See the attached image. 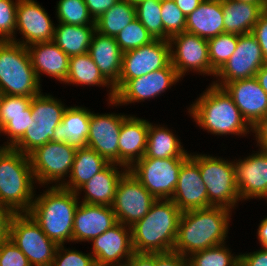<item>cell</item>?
<instances>
[{"instance_id":"44","label":"cell","mask_w":267,"mask_h":266,"mask_svg":"<svg viewBox=\"0 0 267 266\" xmlns=\"http://www.w3.org/2000/svg\"><path fill=\"white\" fill-rule=\"evenodd\" d=\"M17 4L18 0H0V41L15 39Z\"/></svg>"},{"instance_id":"55","label":"cell","mask_w":267,"mask_h":266,"mask_svg":"<svg viewBox=\"0 0 267 266\" xmlns=\"http://www.w3.org/2000/svg\"><path fill=\"white\" fill-rule=\"evenodd\" d=\"M11 213L0 208V244L8 237V220Z\"/></svg>"},{"instance_id":"1","label":"cell","mask_w":267,"mask_h":266,"mask_svg":"<svg viewBox=\"0 0 267 266\" xmlns=\"http://www.w3.org/2000/svg\"><path fill=\"white\" fill-rule=\"evenodd\" d=\"M231 210L220 206L187 210L181 213L173 251L191 254L226 243Z\"/></svg>"},{"instance_id":"33","label":"cell","mask_w":267,"mask_h":266,"mask_svg":"<svg viewBox=\"0 0 267 266\" xmlns=\"http://www.w3.org/2000/svg\"><path fill=\"white\" fill-rule=\"evenodd\" d=\"M65 83L110 87L109 101L114 100V87L103 77L89 53L69 57L68 76ZM100 85V86H99Z\"/></svg>"},{"instance_id":"54","label":"cell","mask_w":267,"mask_h":266,"mask_svg":"<svg viewBox=\"0 0 267 266\" xmlns=\"http://www.w3.org/2000/svg\"><path fill=\"white\" fill-rule=\"evenodd\" d=\"M204 0H175L177 7L187 17L192 13Z\"/></svg>"},{"instance_id":"59","label":"cell","mask_w":267,"mask_h":266,"mask_svg":"<svg viewBox=\"0 0 267 266\" xmlns=\"http://www.w3.org/2000/svg\"><path fill=\"white\" fill-rule=\"evenodd\" d=\"M129 3L136 5L137 3L141 2L142 0H127Z\"/></svg>"},{"instance_id":"24","label":"cell","mask_w":267,"mask_h":266,"mask_svg":"<svg viewBox=\"0 0 267 266\" xmlns=\"http://www.w3.org/2000/svg\"><path fill=\"white\" fill-rule=\"evenodd\" d=\"M117 166L123 167V171L122 169L119 171ZM127 171L128 168L121 164L109 163L76 192L77 195H80L79 191L83 189L86 194L84 195L83 201L80 202L92 205L112 206L118 182Z\"/></svg>"},{"instance_id":"57","label":"cell","mask_w":267,"mask_h":266,"mask_svg":"<svg viewBox=\"0 0 267 266\" xmlns=\"http://www.w3.org/2000/svg\"><path fill=\"white\" fill-rule=\"evenodd\" d=\"M257 78L262 89L267 93V63H265L256 73Z\"/></svg>"},{"instance_id":"4","label":"cell","mask_w":267,"mask_h":266,"mask_svg":"<svg viewBox=\"0 0 267 266\" xmlns=\"http://www.w3.org/2000/svg\"><path fill=\"white\" fill-rule=\"evenodd\" d=\"M188 110L196 124L215 135L244 136L252 131L228 93L214 84Z\"/></svg>"},{"instance_id":"40","label":"cell","mask_w":267,"mask_h":266,"mask_svg":"<svg viewBox=\"0 0 267 266\" xmlns=\"http://www.w3.org/2000/svg\"><path fill=\"white\" fill-rule=\"evenodd\" d=\"M119 48L129 51L147 45L155 40L141 22L135 18L115 37Z\"/></svg>"},{"instance_id":"43","label":"cell","mask_w":267,"mask_h":266,"mask_svg":"<svg viewBox=\"0 0 267 266\" xmlns=\"http://www.w3.org/2000/svg\"><path fill=\"white\" fill-rule=\"evenodd\" d=\"M32 97L4 94L0 104V130L7 124V116L32 115Z\"/></svg>"},{"instance_id":"47","label":"cell","mask_w":267,"mask_h":266,"mask_svg":"<svg viewBox=\"0 0 267 266\" xmlns=\"http://www.w3.org/2000/svg\"><path fill=\"white\" fill-rule=\"evenodd\" d=\"M0 266H31L25 254L7 237L0 244Z\"/></svg>"},{"instance_id":"30","label":"cell","mask_w":267,"mask_h":266,"mask_svg":"<svg viewBox=\"0 0 267 266\" xmlns=\"http://www.w3.org/2000/svg\"><path fill=\"white\" fill-rule=\"evenodd\" d=\"M109 162L92 148L87 146L77 148L74 156L70 179L62 188L77 192L79 188L87 183L94 175L102 171Z\"/></svg>"},{"instance_id":"23","label":"cell","mask_w":267,"mask_h":266,"mask_svg":"<svg viewBox=\"0 0 267 266\" xmlns=\"http://www.w3.org/2000/svg\"><path fill=\"white\" fill-rule=\"evenodd\" d=\"M149 121L129 115L122 123L118 143V164L128 169L143 158L148 139Z\"/></svg>"},{"instance_id":"3","label":"cell","mask_w":267,"mask_h":266,"mask_svg":"<svg viewBox=\"0 0 267 266\" xmlns=\"http://www.w3.org/2000/svg\"><path fill=\"white\" fill-rule=\"evenodd\" d=\"M78 196L61 186H50L33 200L28 214L57 245L73 242L74 215L80 202Z\"/></svg>"},{"instance_id":"60","label":"cell","mask_w":267,"mask_h":266,"mask_svg":"<svg viewBox=\"0 0 267 266\" xmlns=\"http://www.w3.org/2000/svg\"><path fill=\"white\" fill-rule=\"evenodd\" d=\"M3 92H2V90L0 89V104H1V100H2V97H3Z\"/></svg>"},{"instance_id":"12","label":"cell","mask_w":267,"mask_h":266,"mask_svg":"<svg viewBox=\"0 0 267 266\" xmlns=\"http://www.w3.org/2000/svg\"><path fill=\"white\" fill-rule=\"evenodd\" d=\"M265 63L256 37L252 33L238 35L234 53L216 72L215 76L219 78L212 84L222 87L231 81L252 78Z\"/></svg>"},{"instance_id":"15","label":"cell","mask_w":267,"mask_h":266,"mask_svg":"<svg viewBox=\"0 0 267 266\" xmlns=\"http://www.w3.org/2000/svg\"><path fill=\"white\" fill-rule=\"evenodd\" d=\"M171 63L170 43L155 39L151 43L123 52L119 80H131L166 68Z\"/></svg>"},{"instance_id":"58","label":"cell","mask_w":267,"mask_h":266,"mask_svg":"<svg viewBox=\"0 0 267 266\" xmlns=\"http://www.w3.org/2000/svg\"><path fill=\"white\" fill-rule=\"evenodd\" d=\"M236 1L259 4L263 9H266V3H267V0H236Z\"/></svg>"},{"instance_id":"21","label":"cell","mask_w":267,"mask_h":266,"mask_svg":"<svg viewBox=\"0 0 267 266\" xmlns=\"http://www.w3.org/2000/svg\"><path fill=\"white\" fill-rule=\"evenodd\" d=\"M171 200L182 212L209 207L208 193L199 165L191 157L181 166Z\"/></svg>"},{"instance_id":"35","label":"cell","mask_w":267,"mask_h":266,"mask_svg":"<svg viewBox=\"0 0 267 266\" xmlns=\"http://www.w3.org/2000/svg\"><path fill=\"white\" fill-rule=\"evenodd\" d=\"M64 104L51 95L39 93L32 97V119L42 128L55 129L61 122L65 111Z\"/></svg>"},{"instance_id":"16","label":"cell","mask_w":267,"mask_h":266,"mask_svg":"<svg viewBox=\"0 0 267 266\" xmlns=\"http://www.w3.org/2000/svg\"><path fill=\"white\" fill-rule=\"evenodd\" d=\"M91 242H93L91 254L95 259L96 266L127 264L134 253L131 227L120 222H117Z\"/></svg>"},{"instance_id":"53","label":"cell","mask_w":267,"mask_h":266,"mask_svg":"<svg viewBox=\"0 0 267 266\" xmlns=\"http://www.w3.org/2000/svg\"><path fill=\"white\" fill-rule=\"evenodd\" d=\"M127 264L129 266H155V253L134 252Z\"/></svg>"},{"instance_id":"31","label":"cell","mask_w":267,"mask_h":266,"mask_svg":"<svg viewBox=\"0 0 267 266\" xmlns=\"http://www.w3.org/2000/svg\"><path fill=\"white\" fill-rule=\"evenodd\" d=\"M54 29L53 42L69 57L89 51L96 25H68L58 22Z\"/></svg>"},{"instance_id":"56","label":"cell","mask_w":267,"mask_h":266,"mask_svg":"<svg viewBox=\"0 0 267 266\" xmlns=\"http://www.w3.org/2000/svg\"><path fill=\"white\" fill-rule=\"evenodd\" d=\"M257 234L260 244L263 248H267V217L264 218L258 226Z\"/></svg>"},{"instance_id":"10","label":"cell","mask_w":267,"mask_h":266,"mask_svg":"<svg viewBox=\"0 0 267 266\" xmlns=\"http://www.w3.org/2000/svg\"><path fill=\"white\" fill-rule=\"evenodd\" d=\"M76 149L67 143L54 141L36 148L29 154L35 181L42 185L52 182L55 183L52 186H62L65 175L70 176Z\"/></svg>"},{"instance_id":"13","label":"cell","mask_w":267,"mask_h":266,"mask_svg":"<svg viewBox=\"0 0 267 266\" xmlns=\"http://www.w3.org/2000/svg\"><path fill=\"white\" fill-rule=\"evenodd\" d=\"M169 43L171 64L180 77L192 70L201 75L215 76L216 71L210 65L207 39L182 32L171 36Z\"/></svg>"},{"instance_id":"28","label":"cell","mask_w":267,"mask_h":266,"mask_svg":"<svg viewBox=\"0 0 267 266\" xmlns=\"http://www.w3.org/2000/svg\"><path fill=\"white\" fill-rule=\"evenodd\" d=\"M91 111L85 107H67L62 122L54 129L51 141L67 143L76 148L85 147L89 135Z\"/></svg>"},{"instance_id":"19","label":"cell","mask_w":267,"mask_h":266,"mask_svg":"<svg viewBox=\"0 0 267 266\" xmlns=\"http://www.w3.org/2000/svg\"><path fill=\"white\" fill-rule=\"evenodd\" d=\"M240 199L267 198V152L259 151L234 162Z\"/></svg>"},{"instance_id":"22","label":"cell","mask_w":267,"mask_h":266,"mask_svg":"<svg viewBox=\"0 0 267 266\" xmlns=\"http://www.w3.org/2000/svg\"><path fill=\"white\" fill-rule=\"evenodd\" d=\"M117 223L112 206L82 203L76 209L73 242L91 241Z\"/></svg>"},{"instance_id":"25","label":"cell","mask_w":267,"mask_h":266,"mask_svg":"<svg viewBox=\"0 0 267 266\" xmlns=\"http://www.w3.org/2000/svg\"><path fill=\"white\" fill-rule=\"evenodd\" d=\"M33 69L40 82V74L54 77L61 83L68 76L69 56L53 41L40 42L27 46Z\"/></svg>"},{"instance_id":"45","label":"cell","mask_w":267,"mask_h":266,"mask_svg":"<svg viewBox=\"0 0 267 266\" xmlns=\"http://www.w3.org/2000/svg\"><path fill=\"white\" fill-rule=\"evenodd\" d=\"M52 266H96L91 253L85 254L77 250L65 249L58 245Z\"/></svg>"},{"instance_id":"26","label":"cell","mask_w":267,"mask_h":266,"mask_svg":"<svg viewBox=\"0 0 267 266\" xmlns=\"http://www.w3.org/2000/svg\"><path fill=\"white\" fill-rule=\"evenodd\" d=\"M88 53L103 77L114 86L119 80L123 61V51L115 37L104 36L96 31L92 36Z\"/></svg>"},{"instance_id":"39","label":"cell","mask_w":267,"mask_h":266,"mask_svg":"<svg viewBox=\"0 0 267 266\" xmlns=\"http://www.w3.org/2000/svg\"><path fill=\"white\" fill-rule=\"evenodd\" d=\"M58 21L68 25H95L84 0H59L57 2Z\"/></svg>"},{"instance_id":"50","label":"cell","mask_w":267,"mask_h":266,"mask_svg":"<svg viewBox=\"0 0 267 266\" xmlns=\"http://www.w3.org/2000/svg\"><path fill=\"white\" fill-rule=\"evenodd\" d=\"M239 266H267V248L239 255Z\"/></svg>"},{"instance_id":"5","label":"cell","mask_w":267,"mask_h":266,"mask_svg":"<svg viewBox=\"0 0 267 266\" xmlns=\"http://www.w3.org/2000/svg\"><path fill=\"white\" fill-rule=\"evenodd\" d=\"M34 174L29 155L4 147L0 152V208L28 213L34 200Z\"/></svg>"},{"instance_id":"14","label":"cell","mask_w":267,"mask_h":266,"mask_svg":"<svg viewBox=\"0 0 267 266\" xmlns=\"http://www.w3.org/2000/svg\"><path fill=\"white\" fill-rule=\"evenodd\" d=\"M156 200L128 170L118 182L112 205L117 222L133 226Z\"/></svg>"},{"instance_id":"18","label":"cell","mask_w":267,"mask_h":266,"mask_svg":"<svg viewBox=\"0 0 267 266\" xmlns=\"http://www.w3.org/2000/svg\"><path fill=\"white\" fill-rule=\"evenodd\" d=\"M125 114H95L91 112L86 146L95 150L109 163L118 164L119 134Z\"/></svg>"},{"instance_id":"17","label":"cell","mask_w":267,"mask_h":266,"mask_svg":"<svg viewBox=\"0 0 267 266\" xmlns=\"http://www.w3.org/2000/svg\"><path fill=\"white\" fill-rule=\"evenodd\" d=\"M53 24L48 13L35 0H18L15 32L19 30L23 39L20 41L15 38L10 41L26 47L52 41L55 29Z\"/></svg>"},{"instance_id":"29","label":"cell","mask_w":267,"mask_h":266,"mask_svg":"<svg viewBox=\"0 0 267 266\" xmlns=\"http://www.w3.org/2000/svg\"><path fill=\"white\" fill-rule=\"evenodd\" d=\"M263 10L259 4L222 0L224 33L236 35L252 33Z\"/></svg>"},{"instance_id":"7","label":"cell","mask_w":267,"mask_h":266,"mask_svg":"<svg viewBox=\"0 0 267 266\" xmlns=\"http://www.w3.org/2000/svg\"><path fill=\"white\" fill-rule=\"evenodd\" d=\"M190 157L199 165L200 175L208 193L209 207L234 209L241 200L235 180L234 161L205 154H190Z\"/></svg>"},{"instance_id":"34","label":"cell","mask_w":267,"mask_h":266,"mask_svg":"<svg viewBox=\"0 0 267 266\" xmlns=\"http://www.w3.org/2000/svg\"><path fill=\"white\" fill-rule=\"evenodd\" d=\"M135 18V5L119 0L95 20L96 31L104 36L116 37Z\"/></svg>"},{"instance_id":"52","label":"cell","mask_w":267,"mask_h":266,"mask_svg":"<svg viewBox=\"0 0 267 266\" xmlns=\"http://www.w3.org/2000/svg\"><path fill=\"white\" fill-rule=\"evenodd\" d=\"M252 132L255 133L257 145L260 150L267 152V115L262 117L253 127Z\"/></svg>"},{"instance_id":"49","label":"cell","mask_w":267,"mask_h":266,"mask_svg":"<svg viewBox=\"0 0 267 266\" xmlns=\"http://www.w3.org/2000/svg\"><path fill=\"white\" fill-rule=\"evenodd\" d=\"M155 266H189L186 257L174 251L155 253Z\"/></svg>"},{"instance_id":"8","label":"cell","mask_w":267,"mask_h":266,"mask_svg":"<svg viewBox=\"0 0 267 266\" xmlns=\"http://www.w3.org/2000/svg\"><path fill=\"white\" fill-rule=\"evenodd\" d=\"M8 237L25 254L31 266H52L58 245L28 213L10 215Z\"/></svg>"},{"instance_id":"6","label":"cell","mask_w":267,"mask_h":266,"mask_svg":"<svg viewBox=\"0 0 267 266\" xmlns=\"http://www.w3.org/2000/svg\"><path fill=\"white\" fill-rule=\"evenodd\" d=\"M41 84L33 69L26 46L0 41V89L3 94L35 97Z\"/></svg>"},{"instance_id":"38","label":"cell","mask_w":267,"mask_h":266,"mask_svg":"<svg viewBox=\"0 0 267 266\" xmlns=\"http://www.w3.org/2000/svg\"><path fill=\"white\" fill-rule=\"evenodd\" d=\"M211 67L217 72L234 53L238 35L222 33L207 39Z\"/></svg>"},{"instance_id":"46","label":"cell","mask_w":267,"mask_h":266,"mask_svg":"<svg viewBox=\"0 0 267 266\" xmlns=\"http://www.w3.org/2000/svg\"><path fill=\"white\" fill-rule=\"evenodd\" d=\"M31 121L32 115L7 116V124L0 130L10 138L4 147H13L23 137Z\"/></svg>"},{"instance_id":"11","label":"cell","mask_w":267,"mask_h":266,"mask_svg":"<svg viewBox=\"0 0 267 266\" xmlns=\"http://www.w3.org/2000/svg\"><path fill=\"white\" fill-rule=\"evenodd\" d=\"M181 77L170 63L166 68L131 80H118L113 86L115 98L109 104L125 105L159 96L171 88Z\"/></svg>"},{"instance_id":"32","label":"cell","mask_w":267,"mask_h":266,"mask_svg":"<svg viewBox=\"0 0 267 266\" xmlns=\"http://www.w3.org/2000/svg\"><path fill=\"white\" fill-rule=\"evenodd\" d=\"M148 158H189L180 140L167 127L156 126L149 122L145 155Z\"/></svg>"},{"instance_id":"42","label":"cell","mask_w":267,"mask_h":266,"mask_svg":"<svg viewBox=\"0 0 267 266\" xmlns=\"http://www.w3.org/2000/svg\"><path fill=\"white\" fill-rule=\"evenodd\" d=\"M161 15L164 34L168 38L185 32L187 17L177 7L175 1L161 0Z\"/></svg>"},{"instance_id":"41","label":"cell","mask_w":267,"mask_h":266,"mask_svg":"<svg viewBox=\"0 0 267 266\" xmlns=\"http://www.w3.org/2000/svg\"><path fill=\"white\" fill-rule=\"evenodd\" d=\"M53 134L54 129L42 128L33 120L23 137L12 148L29 155L36 148L51 141Z\"/></svg>"},{"instance_id":"48","label":"cell","mask_w":267,"mask_h":266,"mask_svg":"<svg viewBox=\"0 0 267 266\" xmlns=\"http://www.w3.org/2000/svg\"><path fill=\"white\" fill-rule=\"evenodd\" d=\"M252 34L259 43L265 62L267 63V10L264 9L254 25Z\"/></svg>"},{"instance_id":"2","label":"cell","mask_w":267,"mask_h":266,"mask_svg":"<svg viewBox=\"0 0 267 266\" xmlns=\"http://www.w3.org/2000/svg\"><path fill=\"white\" fill-rule=\"evenodd\" d=\"M182 211L171 199H157L149 212L133 226L136 253H167L175 246Z\"/></svg>"},{"instance_id":"20","label":"cell","mask_w":267,"mask_h":266,"mask_svg":"<svg viewBox=\"0 0 267 266\" xmlns=\"http://www.w3.org/2000/svg\"><path fill=\"white\" fill-rule=\"evenodd\" d=\"M222 88L232 98L251 127L267 115V93L262 89L255 76L231 81L224 84Z\"/></svg>"},{"instance_id":"9","label":"cell","mask_w":267,"mask_h":266,"mask_svg":"<svg viewBox=\"0 0 267 266\" xmlns=\"http://www.w3.org/2000/svg\"><path fill=\"white\" fill-rule=\"evenodd\" d=\"M188 158H148L136 161L128 170L156 199H171L179 171Z\"/></svg>"},{"instance_id":"36","label":"cell","mask_w":267,"mask_h":266,"mask_svg":"<svg viewBox=\"0 0 267 266\" xmlns=\"http://www.w3.org/2000/svg\"><path fill=\"white\" fill-rule=\"evenodd\" d=\"M135 9L136 18L154 39L169 41L163 29L161 0H142L135 5Z\"/></svg>"},{"instance_id":"37","label":"cell","mask_w":267,"mask_h":266,"mask_svg":"<svg viewBox=\"0 0 267 266\" xmlns=\"http://www.w3.org/2000/svg\"><path fill=\"white\" fill-rule=\"evenodd\" d=\"M187 260L189 266H239V255L233 256L225 243L195 252Z\"/></svg>"},{"instance_id":"27","label":"cell","mask_w":267,"mask_h":266,"mask_svg":"<svg viewBox=\"0 0 267 266\" xmlns=\"http://www.w3.org/2000/svg\"><path fill=\"white\" fill-rule=\"evenodd\" d=\"M185 32L205 39L224 33L222 0H204L187 16Z\"/></svg>"},{"instance_id":"51","label":"cell","mask_w":267,"mask_h":266,"mask_svg":"<svg viewBox=\"0 0 267 266\" xmlns=\"http://www.w3.org/2000/svg\"><path fill=\"white\" fill-rule=\"evenodd\" d=\"M118 1L119 0H84V3L88 7L90 15L96 20Z\"/></svg>"}]
</instances>
